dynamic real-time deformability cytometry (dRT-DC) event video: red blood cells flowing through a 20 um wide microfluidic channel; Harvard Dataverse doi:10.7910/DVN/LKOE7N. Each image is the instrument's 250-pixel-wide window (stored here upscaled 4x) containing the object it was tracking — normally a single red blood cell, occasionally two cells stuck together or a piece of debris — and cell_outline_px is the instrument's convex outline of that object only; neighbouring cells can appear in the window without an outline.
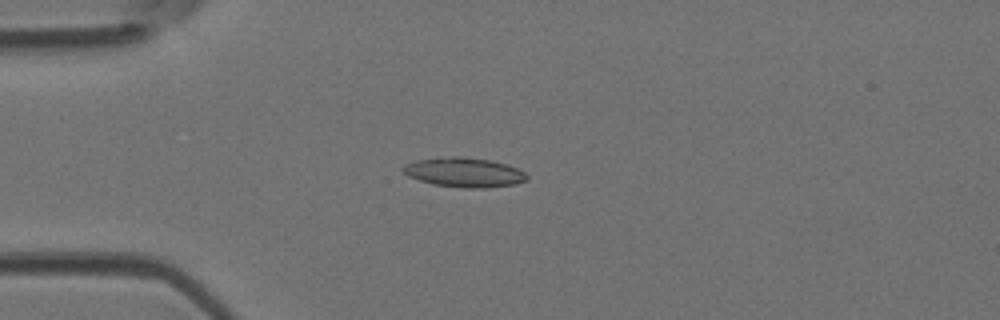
{"species": "Egyptian fruit bat (a non-hibernating species)", "species_latin": "Rousettus aegyptiacus", "temperature_condition": "room temperature", "stored_images_in_passage": 5, "camera_frame_rate_fps": 3000, "um_per_image_px": 0.085, "animal": {"sex": "female"}, "frame": {"image": 1, "passage_image": 4, "time_ms": 1.0, "image_size_px": [1000, 320], "cell_outline_px": [[528, 180], [516, 184], [484, 188], [464, 188], [432, 184], [408, 176], [400, 168], [404, 164], [416, 160], [452, 156], [460, 156], [492, 160], [508, 164], [524, 172], [528, 176]], "centroid_in_image_um": [39.46, 14.65], "position_along_channel_um": 45.5, "area_um2": 21.44}}